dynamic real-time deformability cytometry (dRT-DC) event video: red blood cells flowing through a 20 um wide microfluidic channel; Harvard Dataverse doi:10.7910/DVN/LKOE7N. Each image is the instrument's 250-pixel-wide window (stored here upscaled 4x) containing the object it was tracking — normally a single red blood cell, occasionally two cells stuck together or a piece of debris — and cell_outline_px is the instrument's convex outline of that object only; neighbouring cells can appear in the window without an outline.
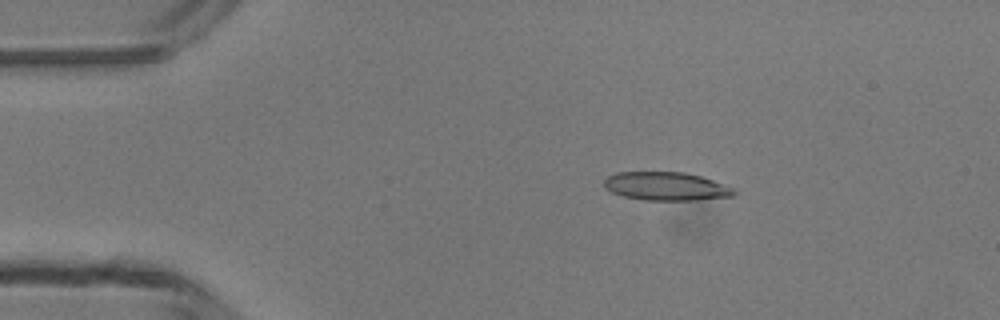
{"species": "common noctule bat (a hibernating species)", "species_latin": "Nyctalus noctula", "temperature_condition": "room temperature", "stored_images_in_passage": 48, "camera_frame_rate_fps": 3000, "um_per_image_px": 0.085, "animal": {"sex": "male", "body_mass_g": 13.3}, "frame": {"image": 1, "passage_image": 8, "time_ms": 2.333, "image_size_px": [1000, 320], "cell_outline_px": [[736, 196], [696, 200], [644, 200], [624, 196], [612, 192], [604, 188], [604, 180], [608, 176], [616, 172], [684, 172], [700, 176], [724, 184], [732, 188], [736, 192]], "centroid_in_image_um": [56.61, 15.83], "position_along_channel_um": 28.4, "area_um2": 21.5}}
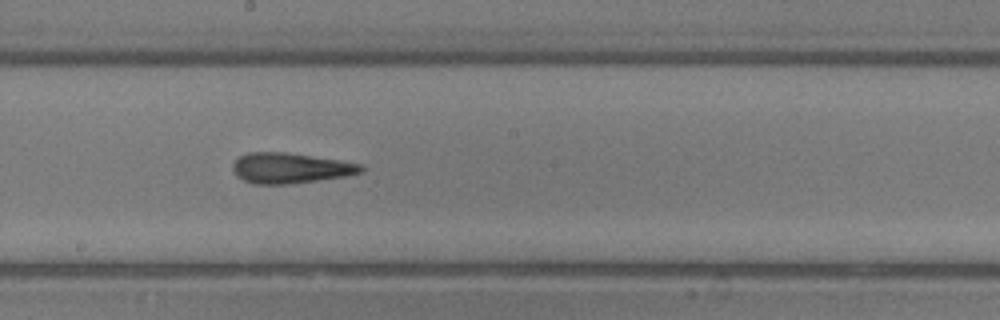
{"frame": {"image": 2, "passage_image": 26, "time_ms": 8.333, "image_size_px": [1000, 320], "cell_outline_px": [[364, 172], [344, 176], [288, 184], [256, 184], [244, 180], [236, 176], [232, 168], [232, 164], [240, 156], [248, 152], [284, 152], [340, 160], [364, 164]], "centroid_in_image_um": [24.68, 14.28], "position_along_channel_um": 223.5, "area_um2": 22.66}}
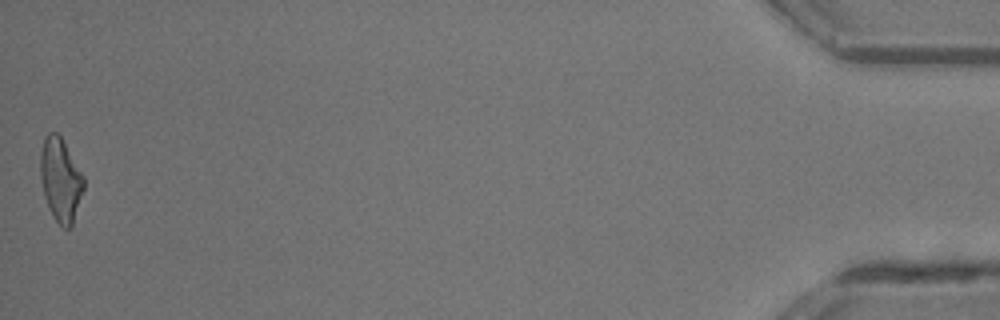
{"frame": {"image": 3, "passage_image": 48, "time_ms": 15.667, "image_size_px": [1000, 320], "cell_outline_px": [[84, 188], [72, 228], [64, 228], [52, 216], [48, 208], [44, 196], [40, 176], [40, 152], [44, 136], [48, 132], [56, 132], [60, 136], [84, 176]], "centroid_in_image_um": [5.14, 15.29], "position_along_channel_um": 430.1, "area_um2": 21.21}, "authors_computed_cell_mechanics": {"area_um2": 21.6461, "velocity_mm_per_s": 4.21, "shape_relaxation_time_tau1_ms": null, "shape_relaxation_time_tau2_ms": 0.9163, "deformation_change_tau1": null, "deformation_change_tau2": 0.1066}}